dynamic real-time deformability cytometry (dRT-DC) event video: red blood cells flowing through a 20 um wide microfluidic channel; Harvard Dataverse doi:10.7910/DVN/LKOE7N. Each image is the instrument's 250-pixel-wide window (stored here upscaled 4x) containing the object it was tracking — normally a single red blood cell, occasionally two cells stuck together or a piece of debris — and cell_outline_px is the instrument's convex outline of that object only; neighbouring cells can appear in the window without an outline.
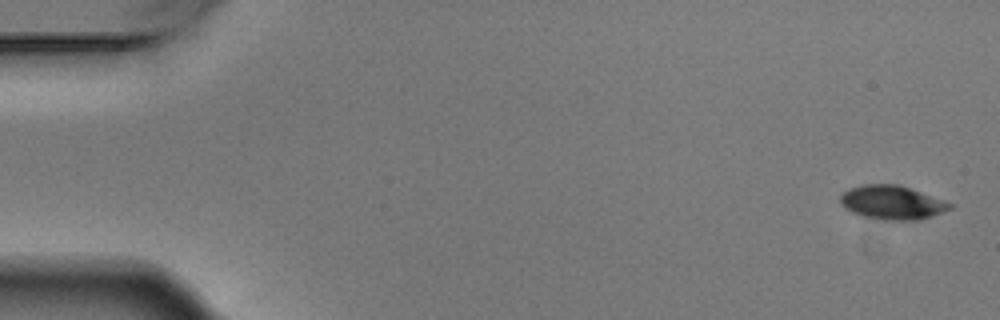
{"species": "Egyptian fruit bat (a non-hibernating species)", "species_latin": "Rousettus aegyptiacus", "temperature_condition": "warm", "stored_images_in_passage": 5, "segment_of_instrument_passage": [1, 2], "camera_frame_rate_fps": 3000, "um_per_image_px": 0.085, "animal": {"sex": "male"}, "frame": {"image": 1, "passage_image": 1, "time_ms": 0.0, "image_size_px": [1000, 320], "cell_outline_px": [[952, 208], [932, 216], [920, 220], [880, 220], [864, 216], [852, 212], [844, 208], [840, 204], [840, 196], [844, 192], [852, 188], [864, 184], [900, 184], [944, 200], [952, 204]], "centroid_in_image_um": [75.83, 17.21], "position_along_channel_um": 9.2, "area_um2": 21.68}}